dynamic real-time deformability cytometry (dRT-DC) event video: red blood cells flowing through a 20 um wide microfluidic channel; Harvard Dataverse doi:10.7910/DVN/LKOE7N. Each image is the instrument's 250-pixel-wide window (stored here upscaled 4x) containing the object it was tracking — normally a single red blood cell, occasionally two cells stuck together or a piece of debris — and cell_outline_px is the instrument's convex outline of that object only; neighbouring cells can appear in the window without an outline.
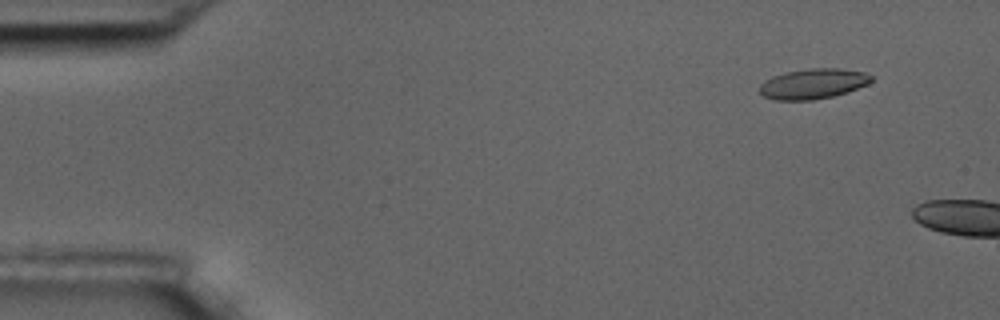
{"species": "common noctule bat (a hibernating species)", "species_latin": "Nyctalus noctula", "temperature_condition": "room temperature", "stored_images_in_passage": 4, "camera_frame_rate_fps": 3000, "um_per_image_px": 0.085, "animal": {"sex": "male", "body_mass_g": 17.5, "forearm_length_mm": 52.3}, "frame": {"image": 1, "passage_image": 2, "time_ms": 1.0, "image_size_px": [1000, 320], "cell_outline_px": [[872, 80], [868, 84], [848, 92], [832, 96], [812, 100], [776, 100], [764, 96], [760, 92], [760, 84], [764, 80], [772, 76], [788, 72], [808, 68], [840, 68], [864, 72], [872, 76]], "centroid_in_image_um": [69.12, 7.11], "position_along_channel_um": 15.9, "area_um2": 19.65}}